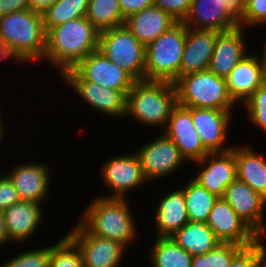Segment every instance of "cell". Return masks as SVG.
I'll return each instance as SVG.
<instances>
[{
    "mask_svg": "<svg viewBox=\"0 0 266 267\" xmlns=\"http://www.w3.org/2000/svg\"><path fill=\"white\" fill-rule=\"evenodd\" d=\"M79 248L85 267H118L123 260V244L91 234L80 222L66 234Z\"/></svg>",
    "mask_w": 266,
    "mask_h": 267,
    "instance_id": "30bf717a",
    "label": "cell"
},
{
    "mask_svg": "<svg viewBox=\"0 0 266 267\" xmlns=\"http://www.w3.org/2000/svg\"><path fill=\"white\" fill-rule=\"evenodd\" d=\"M265 49H263V53L261 54V58H262V61H263V70H264V78H265V81H266V44H265Z\"/></svg>",
    "mask_w": 266,
    "mask_h": 267,
    "instance_id": "f6af8a7d",
    "label": "cell"
},
{
    "mask_svg": "<svg viewBox=\"0 0 266 267\" xmlns=\"http://www.w3.org/2000/svg\"><path fill=\"white\" fill-rule=\"evenodd\" d=\"M136 154L146 181L171 175L186 162L176 144L165 133L138 149Z\"/></svg>",
    "mask_w": 266,
    "mask_h": 267,
    "instance_id": "8fae6325",
    "label": "cell"
},
{
    "mask_svg": "<svg viewBox=\"0 0 266 267\" xmlns=\"http://www.w3.org/2000/svg\"><path fill=\"white\" fill-rule=\"evenodd\" d=\"M243 104L252 123L266 133V81Z\"/></svg>",
    "mask_w": 266,
    "mask_h": 267,
    "instance_id": "836d02e7",
    "label": "cell"
},
{
    "mask_svg": "<svg viewBox=\"0 0 266 267\" xmlns=\"http://www.w3.org/2000/svg\"><path fill=\"white\" fill-rule=\"evenodd\" d=\"M56 0H29L30 9L40 14L44 13Z\"/></svg>",
    "mask_w": 266,
    "mask_h": 267,
    "instance_id": "b9f144b4",
    "label": "cell"
},
{
    "mask_svg": "<svg viewBox=\"0 0 266 267\" xmlns=\"http://www.w3.org/2000/svg\"><path fill=\"white\" fill-rule=\"evenodd\" d=\"M101 168L103 182L113 191L104 197L126 198L129 190L132 191L147 183L136 152L110 158Z\"/></svg>",
    "mask_w": 266,
    "mask_h": 267,
    "instance_id": "4fadbf2b",
    "label": "cell"
},
{
    "mask_svg": "<svg viewBox=\"0 0 266 267\" xmlns=\"http://www.w3.org/2000/svg\"><path fill=\"white\" fill-rule=\"evenodd\" d=\"M79 97L99 113L122 117L126 114L127 94L130 90H114L87 80H64Z\"/></svg>",
    "mask_w": 266,
    "mask_h": 267,
    "instance_id": "ac0fdd59",
    "label": "cell"
},
{
    "mask_svg": "<svg viewBox=\"0 0 266 267\" xmlns=\"http://www.w3.org/2000/svg\"><path fill=\"white\" fill-rule=\"evenodd\" d=\"M215 30L186 27V39L180 64V76L208 70L217 36Z\"/></svg>",
    "mask_w": 266,
    "mask_h": 267,
    "instance_id": "ffe728a7",
    "label": "cell"
},
{
    "mask_svg": "<svg viewBox=\"0 0 266 267\" xmlns=\"http://www.w3.org/2000/svg\"><path fill=\"white\" fill-rule=\"evenodd\" d=\"M15 59V57L12 55L9 49H7L2 42L0 41V60H7V59Z\"/></svg>",
    "mask_w": 266,
    "mask_h": 267,
    "instance_id": "ee69618b",
    "label": "cell"
},
{
    "mask_svg": "<svg viewBox=\"0 0 266 267\" xmlns=\"http://www.w3.org/2000/svg\"><path fill=\"white\" fill-rule=\"evenodd\" d=\"M30 9L29 0H0V17Z\"/></svg>",
    "mask_w": 266,
    "mask_h": 267,
    "instance_id": "60d3db41",
    "label": "cell"
},
{
    "mask_svg": "<svg viewBox=\"0 0 266 267\" xmlns=\"http://www.w3.org/2000/svg\"><path fill=\"white\" fill-rule=\"evenodd\" d=\"M257 240L254 244L243 247L232 259L229 267H266V247Z\"/></svg>",
    "mask_w": 266,
    "mask_h": 267,
    "instance_id": "e575fe53",
    "label": "cell"
},
{
    "mask_svg": "<svg viewBox=\"0 0 266 267\" xmlns=\"http://www.w3.org/2000/svg\"><path fill=\"white\" fill-rule=\"evenodd\" d=\"M206 224L222 243H234L247 247L260 239L224 198L216 200Z\"/></svg>",
    "mask_w": 266,
    "mask_h": 267,
    "instance_id": "7c38bea8",
    "label": "cell"
},
{
    "mask_svg": "<svg viewBox=\"0 0 266 267\" xmlns=\"http://www.w3.org/2000/svg\"><path fill=\"white\" fill-rule=\"evenodd\" d=\"M165 133L178 147L185 161L196 162L210 152L203 146L192 123L190 107L176 105L170 114Z\"/></svg>",
    "mask_w": 266,
    "mask_h": 267,
    "instance_id": "9a60e30c",
    "label": "cell"
},
{
    "mask_svg": "<svg viewBox=\"0 0 266 267\" xmlns=\"http://www.w3.org/2000/svg\"><path fill=\"white\" fill-rule=\"evenodd\" d=\"M21 199L13 183L5 175L0 177V212L16 204Z\"/></svg>",
    "mask_w": 266,
    "mask_h": 267,
    "instance_id": "f35d334b",
    "label": "cell"
},
{
    "mask_svg": "<svg viewBox=\"0 0 266 267\" xmlns=\"http://www.w3.org/2000/svg\"><path fill=\"white\" fill-rule=\"evenodd\" d=\"M182 189L189 220L192 222L206 223L218 197L200 186L193 179Z\"/></svg>",
    "mask_w": 266,
    "mask_h": 267,
    "instance_id": "f1b7e54d",
    "label": "cell"
},
{
    "mask_svg": "<svg viewBox=\"0 0 266 267\" xmlns=\"http://www.w3.org/2000/svg\"><path fill=\"white\" fill-rule=\"evenodd\" d=\"M48 166L36 161L15 165L6 175L13 183L21 200L43 203L49 193Z\"/></svg>",
    "mask_w": 266,
    "mask_h": 267,
    "instance_id": "d6986e66",
    "label": "cell"
},
{
    "mask_svg": "<svg viewBox=\"0 0 266 267\" xmlns=\"http://www.w3.org/2000/svg\"><path fill=\"white\" fill-rule=\"evenodd\" d=\"M157 208L155 223L158 237H171L190 221L182 188L163 196Z\"/></svg>",
    "mask_w": 266,
    "mask_h": 267,
    "instance_id": "d4e9b609",
    "label": "cell"
},
{
    "mask_svg": "<svg viewBox=\"0 0 266 267\" xmlns=\"http://www.w3.org/2000/svg\"><path fill=\"white\" fill-rule=\"evenodd\" d=\"M177 22L160 7L152 5L128 16L124 25L144 46H147Z\"/></svg>",
    "mask_w": 266,
    "mask_h": 267,
    "instance_id": "cb8c5ba5",
    "label": "cell"
},
{
    "mask_svg": "<svg viewBox=\"0 0 266 267\" xmlns=\"http://www.w3.org/2000/svg\"><path fill=\"white\" fill-rule=\"evenodd\" d=\"M243 28L221 32L216 39L208 70L216 76L226 78L246 54Z\"/></svg>",
    "mask_w": 266,
    "mask_h": 267,
    "instance_id": "44dd1931",
    "label": "cell"
},
{
    "mask_svg": "<svg viewBox=\"0 0 266 267\" xmlns=\"http://www.w3.org/2000/svg\"><path fill=\"white\" fill-rule=\"evenodd\" d=\"M171 238L191 256L206 254L221 243L204 222L188 221Z\"/></svg>",
    "mask_w": 266,
    "mask_h": 267,
    "instance_id": "4316f807",
    "label": "cell"
},
{
    "mask_svg": "<svg viewBox=\"0 0 266 267\" xmlns=\"http://www.w3.org/2000/svg\"><path fill=\"white\" fill-rule=\"evenodd\" d=\"M1 117H2V116H1V114H0V143H1V140H3V137H4V136H3V135H4V134H3V133H4V126H2V125H4V124L2 123L3 121L1 120V119H2Z\"/></svg>",
    "mask_w": 266,
    "mask_h": 267,
    "instance_id": "bcb514c9",
    "label": "cell"
},
{
    "mask_svg": "<svg viewBox=\"0 0 266 267\" xmlns=\"http://www.w3.org/2000/svg\"><path fill=\"white\" fill-rule=\"evenodd\" d=\"M231 112L214 108H190L194 128L210 153L232 150L233 146H224L232 119Z\"/></svg>",
    "mask_w": 266,
    "mask_h": 267,
    "instance_id": "e0dca14e",
    "label": "cell"
},
{
    "mask_svg": "<svg viewBox=\"0 0 266 267\" xmlns=\"http://www.w3.org/2000/svg\"><path fill=\"white\" fill-rule=\"evenodd\" d=\"M89 0H56L44 13V28L47 31L76 18L86 17Z\"/></svg>",
    "mask_w": 266,
    "mask_h": 267,
    "instance_id": "4dcf8cb0",
    "label": "cell"
},
{
    "mask_svg": "<svg viewBox=\"0 0 266 267\" xmlns=\"http://www.w3.org/2000/svg\"><path fill=\"white\" fill-rule=\"evenodd\" d=\"M51 246L24 251L0 267H49Z\"/></svg>",
    "mask_w": 266,
    "mask_h": 267,
    "instance_id": "d590c367",
    "label": "cell"
},
{
    "mask_svg": "<svg viewBox=\"0 0 266 267\" xmlns=\"http://www.w3.org/2000/svg\"><path fill=\"white\" fill-rule=\"evenodd\" d=\"M194 163L202 169L193 180L218 198H223L226 188L237 178L234 146L228 152L209 153Z\"/></svg>",
    "mask_w": 266,
    "mask_h": 267,
    "instance_id": "2e32d148",
    "label": "cell"
},
{
    "mask_svg": "<svg viewBox=\"0 0 266 267\" xmlns=\"http://www.w3.org/2000/svg\"><path fill=\"white\" fill-rule=\"evenodd\" d=\"M177 104L190 108H214L231 111L236 102L230 96L226 80L210 70L180 76L175 82Z\"/></svg>",
    "mask_w": 266,
    "mask_h": 267,
    "instance_id": "5b68a950",
    "label": "cell"
},
{
    "mask_svg": "<svg viewBox=\"0 0 266 267\" xmlns=\"http://www.w3.org/2000/svg\"><path fill=\"white\" fill-rule=\"evenodd\" d=\"M246 0H192L182 21L187 28L227 32L240 27Z\"/></svg>",
    "mask_w": 266,
    "mask_h": 267,
    "instance_id": "ba28073f",
    "label": "cell"
},
{
    "mask_svg": "<svg viewBox=\"0 0 266 267\" xmlns=\"http://www.w3.org/2000/svg\"><path fill=\"white\" fill-rule=\"evenodd\" d=\"M266 23V0H246V8L240 27ZM245 25V26H244Z\"/></svg>",
    "mask_w": 266,
    "mask_h": 267,
    "instance_id": "8d00e7d4",
    "label": "cell"
},
{
    "mask_svg": "<svg viewBox=\"0 0 266 267\" xmlns=\"http://www.w3.org/2000/svg\"><path fill=\"white\" fill-rule=\"evenodd\" d=\"M41 204L20 200L2 211L7 235L11 242H21L32 238L42 220Z\"/></svg>",
    "mask_w": 266,
    "mask_h": 267,
    "instance_id": "603a6c76",
    "label": "cell"
},
{
    "mask_svg": "<svg viewBox=\"0 0 266 267\" xmlns=\"http://www.w3.org/2000/svg\"><path fill=\"white\" fill-rule=\"evenodd\" d=\"M234 243H219L206 254L193 256L191 267H229L233 257L242 249Z\"/></svg>",
    "mask_w": 266,
    "mask_h": 267,
    "instance_id": "d6a6232c",
    "label": "cell"
},
{
    "mask_svg": "<svg viewBox=\"0 0 266 267\" xmlns=\"http://www.w3.org/2000/svg\"><path fill=\"white\" fill-rule=\"evenodd\" d=\"M185 39L186 26L177 22L145 46V80L174 83L180 77Z\"/></svg>",
    "mask_w": 266,
    "mask_h": 267,
    "instance_id": "8992f818",
    "label": "cell"
},
{
    "mask_svg": "<svg viewBox=\"0 0 266 267\" xmlns=\"http://www.w3.org/2000/svg\"><path fill=\"white\" fill-rule=\"evenodd\" d=\"M60 77L63 80H87L114 90H130L135 82L99 49L89 53L73 69L64 72Z\"/></svg>",
    "mask_w": 266,
    "mask_h": 267,
    "instance_id": "9c48e42d",
    "label": "cell"
},
{
    "mask_svg": "<svg viewBox=\"0 0 266 267\" xmlns=\"http://www.w3.org/2000/svg\"><path fill=\"white\" fill-rule=\"evenodd\" d=\"M49 267H85L79 248L67 235L51 245Z\"/></svg>",
    "mask_w": 266,
    "mask_h": 267,
    "instance_id": "1f68e13d",
    "label": "cell"
},
{
    "mask_svg": "<svg viewBox=\"0 0 266 267\" xmlns=\"http://www.w3.org/2000/svg\"><path fill=\"white\" fill-rule=\"evenodd\" d=\"M177 105L175 84L168 81H135L127 94L126 114L145 126L166 128Z\"/></svg>",
    "mask_w": 266,
    "mask_h": 267,
    "instance_id": "3957f363",
    "label": "cell"
},
{
    "mask_svg": "<svg viewBox=\"0 0 266 267\" xmlns=\"http://www.w3.org/2000/svg\"><path fill=\"white\" fill-rule=\"evenodd\" d=\"M126 198L96 197L84 210L80 223L91 233L118 241L127 248L136 237V225Z\"/></svg>",
    "mask_w": 266,
    "mask_h": 267,
    "instance_id": "277c9868",
    "label": "cell"
},
{
    "mask_svg": "<svg viewBox=\"0 0 266 267\" xmlns=\"http://www.w3.org/2000/svg\"><path fill=\"white\" fill-rule=\"evenodd\" d=\"M99 50L135 81L145 80V46L125 25L101 31Z\"/></svg>",
    "mask_w": 266,
    "mask_h": 267,
    "instance_id": "52a82bcc",
    "label": "cell"
},
{
    "mask_svg": "<svg viewBox=\"0 0 266 267\" xmlns=\"http://www.w3.org/2000/svg\"><path fill=\"white\" fill-rule=\"evenodd\" d=\"M152 267H191L193 256L171 237H158L152 246Z\"/></svg>",
    "mask_w": 266,
    "mask_h": 267,
    "instance_id": "83f0119b",
    "label": "cell"
},
{
    "mask_svg": "<svg viewBox=\"0 0 266 267\" xmlns=\"http://www.w3.org/2000/svg\"><path fill=\"white\" fill-rule=\"evenodd\" d=\"M86 17L99 32L125 22L118 0H89Z\"/></svg>",
    "mask_w": 266,
    "mask_h": 267,
    "instance_id": "f546056e",
    "label": "cell"
},
{
    "mask_svg": "<svg viewBox=\"0 0 266 267\" xmlns=\"http://www.w3.org/2000/svg\"><path fill=\"white\" fill-rule=\"evenodd\" d=\"M250 146H235L237 179L266 199V160Z\"/></svg>",
    "mask_w": 266,
    "mask_h": 267,
    "instance_id": "484cf974",
    "label": "cell"
},
{
    "mask_svg": "<svg viewBox=\"0 0 266 267\" xmlns=\"http://www.w3.org/2000/svg\"><path fill=\"white\" fill-rule=\"evenodd\" d=\"M9 237L7 235L4 219L2 212H0V246L4 245L5 243L9 242Z\"/></svg>",
    "mask_w": 266,
    "mask_h": 267,
    "instance_id": "7bdbcfd3",
    "label": "cell"
},
{
    "mask_svg": "<svg viewBox=\"0 0 266 267\" xmlns=\"http://www.w3.org/2000/svg\"><path fill=\"white\" fill-rule=\"evenodd\" d=\"M233 100L244 102L265 82L263 61L260 54L246 55L225 78Z\"/></svg>",
    "mask_w": 266,
    "mask_h": 267,
    "instance_id": "7402d4cb",
    "label": "cell"
},
{
    "mask_svg": "<svg viewBox=\"0 0 266 267\" xmlns=\"http://www.w3.org/2000/svg\"><path fill=\"white\" fill-rule=\"evenodd\" d=\"M0 41L18 63L43 60L46 30L42 14L28 9L0 17Z\"/></svg>",
    "mask_w": 266,
    "mask_h": 267,
    "instance_id": "7a4b0ae2",
    "label": "cell"
},
{
    "mask_svg": "<svg viewBox=\"0 0 266 267\" xmlns=\"http://www.w3.org/2000/svg\"><path fill=\"white\" fill-rule=\"evenodd\" d=\"M122 16H128L140 12L143 9L154 5V0H118Z\"/></svg>",
    "mask_w": 266,
    "mask_h": 267,
    "instance_id": "ab89813d",
    "label": "cell"
},
{
    "mask_svg": "<svg viewBox=\"0 0 266 267\" xmlns=\"http://www.w3.org/2000/svg\"><path fill=\"white\" fill-rule=\"evenodd\" d=\"M99 36L100 32L87 17L51 27L46 31L43 61L57 67L61 76L73 69L89 53L99 49Z\"/></svg>",
    "mask_w": 266,
    "mask_h": 267,
    "instance_id": "6da1fadb",
    "label": "cell"
},
{
    "mask_svg": "<svg viewBox=\"0 0 266 267\" xmlns=\"http://www.w3.org/2000/svg\"><path fill=\"white\" fill-rule=\"evenodd\" d=\"M223 198L260 238L266 234L265 198L237 178L226 188Z\"/></svg>",
    "mask_w": 266,
    "mask_h": 267,
    "instance_id": "5bb4252c",
    "label": "cell"
},
{
    "mask_svg": "<svg viewBox=\"0 0 266 267\" xmlns=\"http://www.w3.org/2000/svg\"><path fill=\"white\" fill-rule=\"evenodd\" d=\"M192 0H154V5L170 14L178 22L187 16Z\"/></svg>",
    "mask_w": 266,
    "mask_h": 267,
    "instance_id": "74e56055",
    "label": "cell"
}]
</instances>
